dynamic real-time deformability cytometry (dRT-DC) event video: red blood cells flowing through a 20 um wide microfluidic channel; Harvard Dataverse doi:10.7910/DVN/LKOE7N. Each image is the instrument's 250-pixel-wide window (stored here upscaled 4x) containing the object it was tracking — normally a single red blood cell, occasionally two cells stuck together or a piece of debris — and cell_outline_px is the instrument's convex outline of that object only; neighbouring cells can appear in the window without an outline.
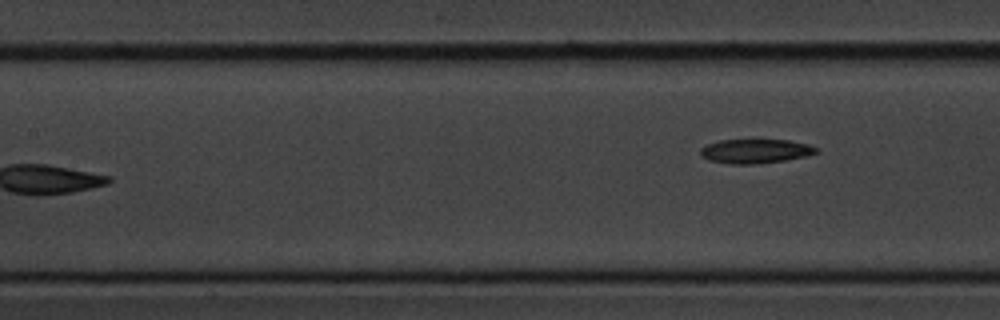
{"species": "common noctule bat (a hibernating species)", "species_latin": "Nyctalus noctula", "temperature_condition": "cold", "stored_images_in_passage": 7, "camera_frame_rate_fps": 3000, "um_per_image_px": 0.085, "animal": {"sex": "male", "body_mass_g": 20.1, "forearm_length_mm": 53.5}, "frame": {"image": 1, "passage_image": 7, "time_ms": 8.0, "image_size_px": [1000, 320], "cell_outline_px": [[820, 152], [804, 156], [784, 160], [756, 164], [732, 164], [708, 160], [700, 156], [700, 148], [704, 144], [720, 140], [760, 136], [788, 140], [808, 144], [816, 148]], "centroid_in_image_um": [64.15, 12.78], "position_along_channel_um": 143.2, "area_um2": 17.34}}